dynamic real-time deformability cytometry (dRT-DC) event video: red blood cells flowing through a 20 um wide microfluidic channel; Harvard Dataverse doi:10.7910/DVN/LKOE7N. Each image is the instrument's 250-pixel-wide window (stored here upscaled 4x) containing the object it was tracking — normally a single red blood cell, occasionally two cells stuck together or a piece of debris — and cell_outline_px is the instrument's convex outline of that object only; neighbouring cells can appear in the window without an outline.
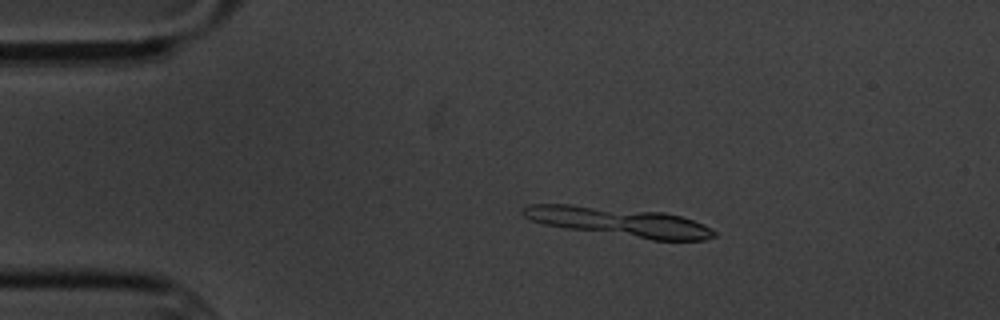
{"species": "common noctule bat (a hibernating species)", "species_latin": "Nyctalus noctula", "temperature_condition": "cold", "stored_images_in_passage": 4, "segment_of_instrument_passage": [1, 2], "camera_frame_rate_fps": 3000, "um_per_image_px": 0.085, "animal": {"sex": "male", "body_mass_g": 20.1, "forearm_length_mm": 53.5}, "frame": {"image": 1, "passage_image": 2, "time_ms": 1.333, "image_size_px": [1000, 320], "cell_outline_px": [[716, 236], [704, 240], [652, 240], [568, 228], [544, 224], [532, 220], [524, 216], [520, 212], [520, 208], [528, 204], [572, 204], [664, 212], [680, 216], [704, 224], [712, 228], [716, 232]], "centroid_in_image_um": [52.63, 18.85], "position_along_channel_um": 32.4, "area_um2": 32.43}}